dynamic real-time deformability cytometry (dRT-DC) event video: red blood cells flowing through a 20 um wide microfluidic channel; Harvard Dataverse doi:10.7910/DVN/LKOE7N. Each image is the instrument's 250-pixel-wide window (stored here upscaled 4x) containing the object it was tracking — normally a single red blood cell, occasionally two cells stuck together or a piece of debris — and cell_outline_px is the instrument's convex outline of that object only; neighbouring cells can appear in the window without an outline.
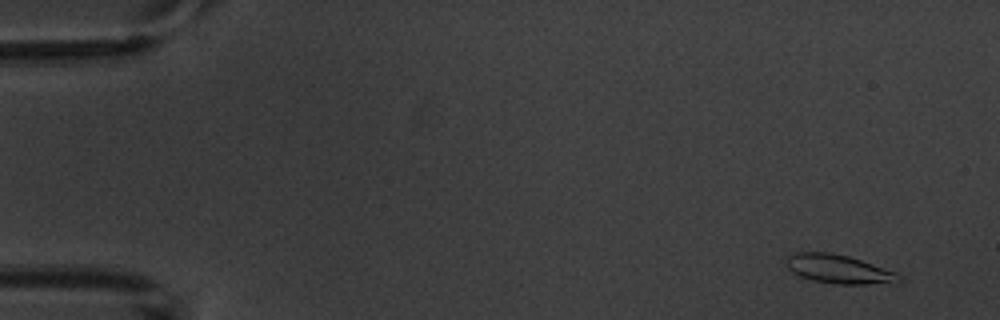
{"species": "common noctule bat (a hibernating species)", "species_latin": "Nyctalus noctula", "temperature_condition": "warm", "stored_images_in_passage": 5, "camera_frame_rate_fps": 3000, "um_per_image_px": 0.085, "animal": {"sex": "male", "body_mass_g": 20.1, "forearm_length_mm": 53.5}, "frame": {"image": 1, "passage_image": 1, "time_ms": 0.0, "image_size_px": [1000, 320], "cell_outline_px": [[900, 280], [896, 284], [840, 284], [812, 280], [800, 276], [792, 272], [788, 268], [784, 260], [788, 256], [796, 252], [832, 252], [848, 256], [896, 272], [900, 276]], "centroid_in_image_um": [71.29, 22.88], "position_along_channel_um": 13.7, "area_um2": 18.96}}